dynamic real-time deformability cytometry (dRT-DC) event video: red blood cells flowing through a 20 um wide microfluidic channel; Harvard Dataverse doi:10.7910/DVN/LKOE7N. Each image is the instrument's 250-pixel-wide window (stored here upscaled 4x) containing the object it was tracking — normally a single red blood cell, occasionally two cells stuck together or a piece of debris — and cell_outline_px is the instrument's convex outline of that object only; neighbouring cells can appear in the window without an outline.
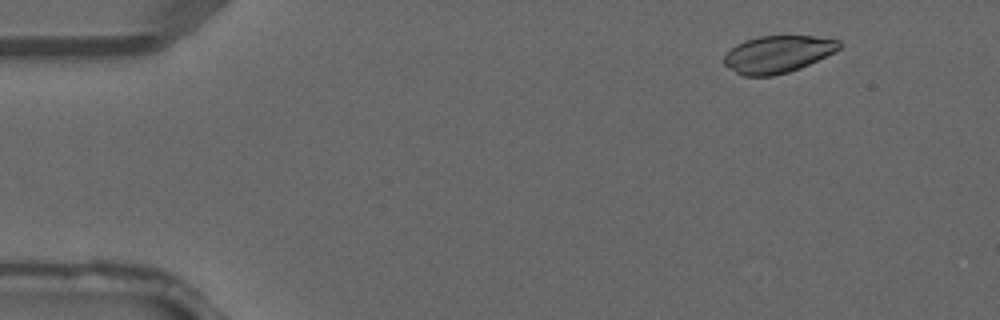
{"species": "common noctule bat (a hibernating species)", "species_latin": "Nyctalus noctula", "temperature_condition": "warm", "stored_images_in_passage": 4, "camera_frame_rate_fps": 3000, "um_per_image_px": 0.085, "animal": {"sex": "male", "forearm_length_mm": 52.5}, "frame": {"image": 1, "passage_image": 2, "time_ms": 0.333, "image_size_px": [1000, 320], "cell_outline_px": [[840, 48], [800, 68], [788, 72], [772, 76], [744, 76], [736, 72], [724, 64], [724, 56], [736, 44], [744, 40], [760, 36], [812, 36], [840, 40]], "centroid_in_image_um": [66.07, 4.6], "position_along_channel_um": 18.9, "area_um2": 24.57}}
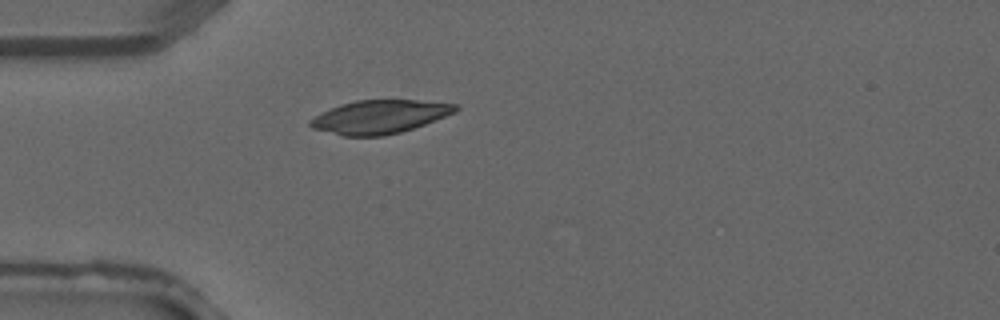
{"frame": {"image": 2, "passage_image": 4, "time_ms": 1.0, "image_size_px": [1000, 320], "cell_outline_px": [[460, 108], [456, 112], [424, 124], [400, 132], [384, 136], [344, 136], [312, 128], [308, 124], [308, 120], [340, 104], [356, 100], [416, 100], [460, 104]], "centroid_in_image_um": [32.29, 9.92], "position_along_channel_um": 52.7, "area_um2": 28.15}}